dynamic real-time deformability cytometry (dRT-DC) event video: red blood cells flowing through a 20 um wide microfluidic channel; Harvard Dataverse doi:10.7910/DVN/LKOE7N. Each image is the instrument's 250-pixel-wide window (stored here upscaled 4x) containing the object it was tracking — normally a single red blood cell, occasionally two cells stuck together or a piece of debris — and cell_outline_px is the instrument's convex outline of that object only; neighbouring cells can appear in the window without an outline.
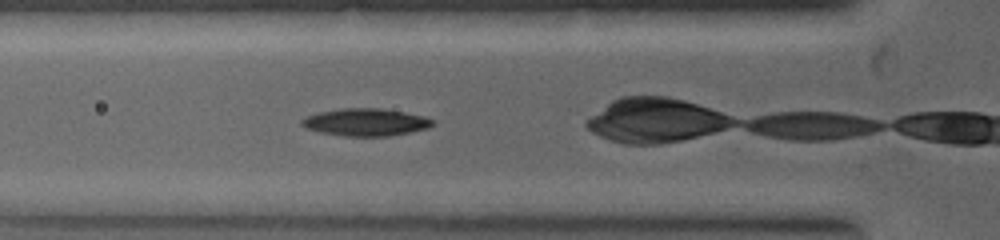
{"species": "common noctule bat (a hibernating species)", "species_latin": "Nyctalus noctula", "temperature_condition": "warm", "stored_images_in_passage": 2, "camera_frame_rate_fps": 5000, "um_per_image_px": 0.085, "animal": {"sex": "female", "body_mass_g": 19.0, "forearm_length_mm": 53.3}, "frame": {"image": 1, "passage_image": 2, "time_ms": 0.4, "image_size_px": [1000, 240], "cell_outline_px": [[436, 124], [428, 128], [412, 132], [388, 136], [344, 136], [320, 132], [304, 128], [300, 124], [300, 120], [308, 116], [320, 112], [344, 108], [380, 108], [404, 112], [424, 116], [432, 120]], "centroid_in_image_um": [31.09, 10.39], "position_along_channel_um": 94.7, "area_um2": 20.92}}